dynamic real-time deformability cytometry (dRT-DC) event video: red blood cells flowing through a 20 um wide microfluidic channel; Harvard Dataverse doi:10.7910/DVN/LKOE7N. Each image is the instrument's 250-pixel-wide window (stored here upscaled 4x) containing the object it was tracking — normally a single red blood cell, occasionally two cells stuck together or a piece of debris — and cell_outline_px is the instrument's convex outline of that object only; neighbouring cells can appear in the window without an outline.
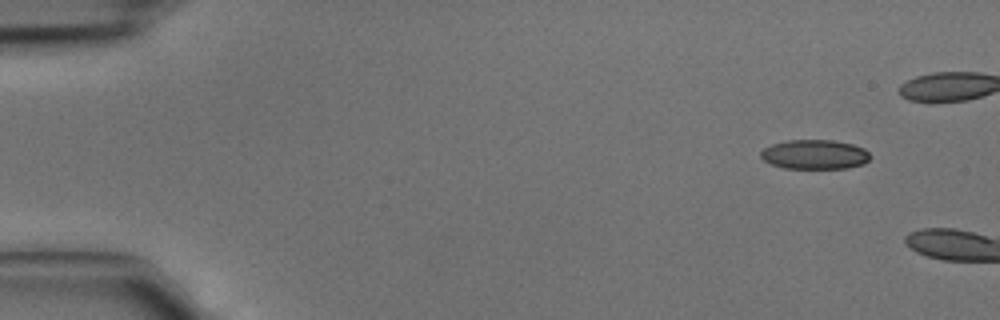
{"species": "common noctule bat (a hibernating species)", "species_latin": "Nyctalus noctula", "temperature_condition": "cold", "stored_images_in_passage": 2, "camera_frame_rate_fps": 3000, "um_per_image_px": 0.085, "animal": {"sex": "male", "body_mass_g": 15.6}, "frame": {"image": 1, "passage_image": 1, "time_ms": 0.0, "image_size_px": [1000, 320], "cell_outline_px": [[872, 156], [864, 164], [848, 168], [784, 168], [772, 164], [764, 160], [760, 156], [760, 152], [764, 148], [772, 144], [788, 140], [832, 140], [852, 144], [864, 148]], "centroid_in_image_um": [69.27, 13.13], "position_along_channel_um": 15.7, "area_um2": 18.79}}